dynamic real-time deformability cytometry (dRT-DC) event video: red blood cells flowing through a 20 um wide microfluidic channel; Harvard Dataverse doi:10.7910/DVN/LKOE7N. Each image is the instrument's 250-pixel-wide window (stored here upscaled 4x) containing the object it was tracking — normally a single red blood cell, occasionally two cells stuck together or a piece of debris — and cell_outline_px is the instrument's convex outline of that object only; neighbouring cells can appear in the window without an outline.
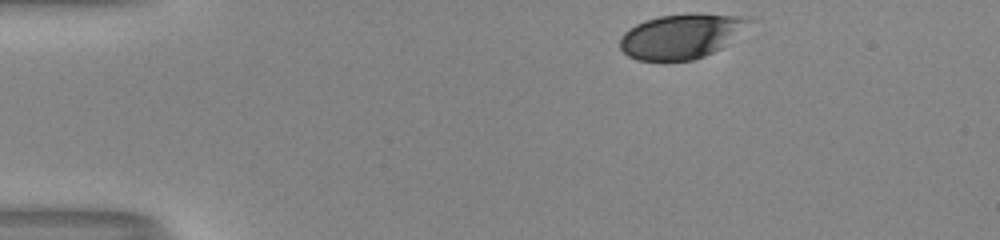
{"species": "human", "species_latin": "Homo sapiens", "temperature_condition": "room temperature", "stored_images_in_passage": 17, "camera_frame_rate_fps": 3000, "um_per_image_px": 0.085, "donor": {"sex": "male"}, "frame": {"image": 1, "passage_image": 1, "time_ms": 0.0, "image_size_px": [1000, 240], "cell_outline_px": [[752, 20], [728, 44], [704, 56], [692, 60], [636, 60], [628, 56], [620, 48], [620, 40], [624, 32], [628, 28], [644, 20], [660, 16], [688, 12], [704, 12], [748, 16]], "centroid_in_image_um": [57.91, 3.04], "position_along_channel_um": 27.1, "area_um2": 33.93}}
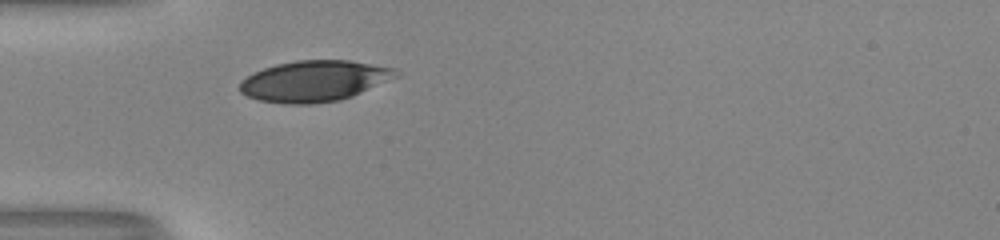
{"frame": {"image": 2, "passage_image": 9, "time_ms": 2.667, "image_size_px": [1000, 240], "cell_outline_px": [[400, 76], [352, 96], [340, 100], [312, 104], [288, 104], [260, 100], [248, 96], [240, 92], [240, 80], [252, 72], [276, 64], [296, 60], [348, 60], [396, 68]], "centroid_in_image_um": [26.72, 6.88], "position_along_channel_um": 58.3, "area_um2": 37.4}}
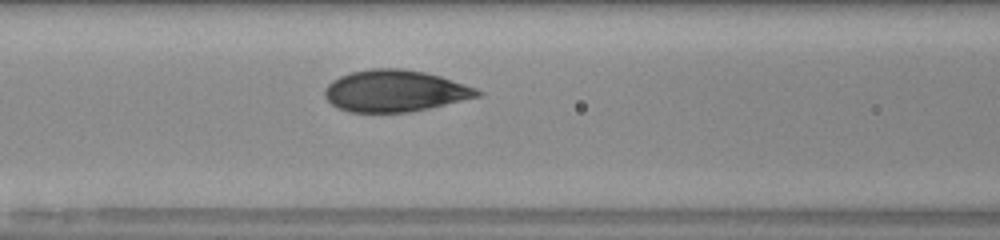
{"frame": {"image": 3, "passage_image": 15, "time_ms": 4.667, "image_size_px": [1000, 240], "cell_outline_px": [[484, 92], [480, 96], [412, 112], [348, 112], [332, 104], [324, 96], [324, 88], [332, 80], [340, 76], [352, 72], [368, 68], [400, 68], [424, 72], [440, 76], [476, 88]], "centroid_in_image_um": [33.56, 7.72], "position_along_channel_um": 133.0, "area_um2": 37.05}}